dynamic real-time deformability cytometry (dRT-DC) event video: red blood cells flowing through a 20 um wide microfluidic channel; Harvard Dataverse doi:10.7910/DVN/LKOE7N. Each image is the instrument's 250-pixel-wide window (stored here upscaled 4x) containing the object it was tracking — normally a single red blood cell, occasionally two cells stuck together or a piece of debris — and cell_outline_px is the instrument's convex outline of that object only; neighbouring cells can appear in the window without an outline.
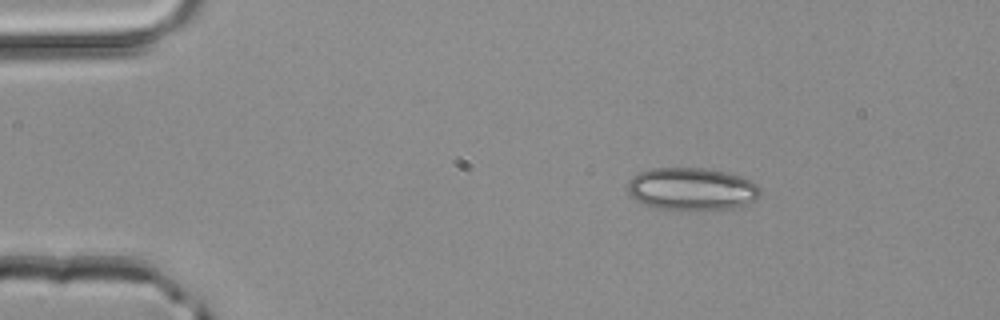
{"species": "common noctule bat (a hibernating species)", "species_latin": "Nyctalus noctula", "temperature_condition": "room temperature", "stored_images_in_passage": 2, "camera_frame_rate_fps": 3000, "um_per_image_px": 0.085, "animal": {"sex": "male", "body_mass_g": 20.4}, "frame": {"image": 1, "passage_image": 1, "time_ms": 0.0, "image_size_px": [1000, 320], "cell_outline_px": [[760, 196], [756, 200], [732, 208], [684, 212], [672, 212], [656, 208], [644, 204], [636, 200], [628, 192], [628, 180], [632, 176], [640, 172], [652, 168], [704, 168], [724, 172], [740, 176], [756, 184], [760, 188]], "centroid_in_image_um": [58.76, 16.1], "position_along_channel_um": 26.2, "area_um2": 33.52}}